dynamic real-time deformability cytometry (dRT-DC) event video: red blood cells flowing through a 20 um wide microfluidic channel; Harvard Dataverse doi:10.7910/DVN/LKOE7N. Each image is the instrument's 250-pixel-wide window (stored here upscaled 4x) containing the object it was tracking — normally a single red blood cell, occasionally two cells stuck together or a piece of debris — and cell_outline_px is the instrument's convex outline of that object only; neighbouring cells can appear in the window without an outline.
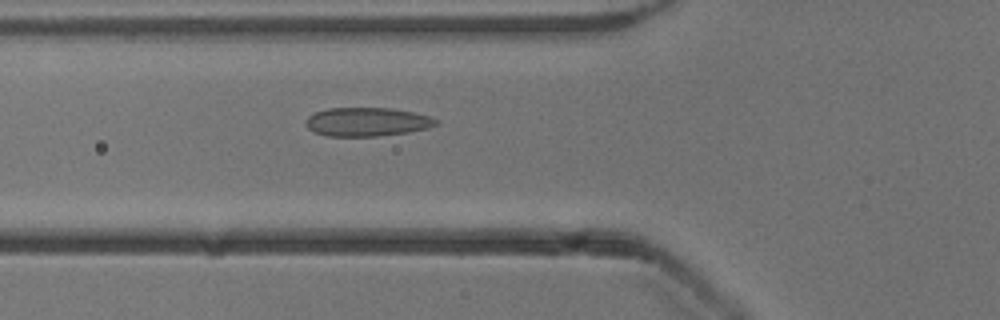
{"species": "common noctule bat (a hibernating species)", "species_latin": "Nyctalus noctula", "temperature_condition": "cold", "stored_images_in_passage": 49, "camera_frame_rate_fps": 3000, "um_per_image_px": 0.085, "animal": {"sex": "male", "body_mass_g": 13.3}, "frame": {"image": 1, "passage_image": 16, "time_ms": 5.0, "image_size_px": [1000, 320], "cell_outline_px": [[440, 124], [428, 128], [408, 132], [376, 136], [324, 136], [312, 132], [308, 128], [308, 116], [316, 112], [328, 108], [392, 108], [412, 112], [428, 116], [440, 120]], "centroid_in_image_um": [31.23, 10.36], "position_along_channel_um": 94.6, "area_um2": 21.79}}
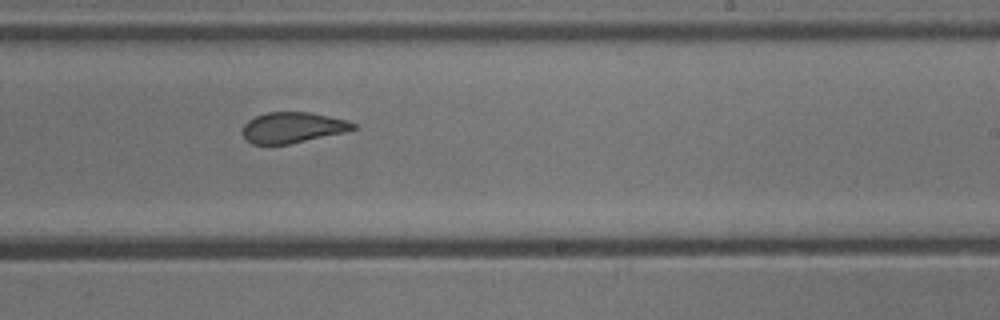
{"frame": {"image": 2, "passage_image": 29, "time_ms": 9.333, "image_size_px": [1000, 320], "cell_outline_px": [[356, 128], [348, 132], [288, 144], [252, 144], [244, 136], [244, 124], [248, 120], [256, 116], [268, 112], [308, 112], [348, 120], [356, 124]], "centroid_in_image_um": [24.92, 10.84], "position_along_channel_um": 264.1, "area_um2": 19.71}}
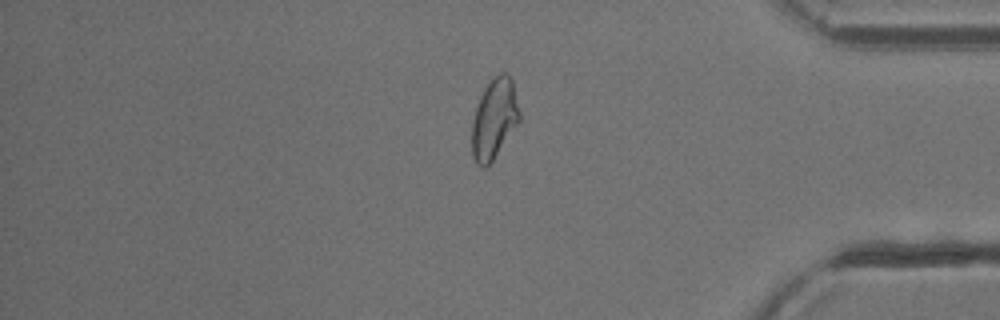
{"frame": {"image": 3, "passage_image": 41, "time_ms": 13.333, "image_size_px": [1000, 320], "cell_outline_px": [[520, 120], [488, 168], [480, 168], [476, 164], [472, 156], [472, 120], [480, 96], [484, 88], [500, 72], [508, 72], [512, 80], [520, 112]], "centroid_in_image_um": [42.0, 10.14], "position_along_channel_um": 393.2, "area_um2": 22.37}, "authors_computed_cell_mechanics": {"area_um2": 22.3108, "velocity_mm_per_s": 3.8928, "shape_relaxation_time_tau1_ms": 8.8494, "shape_relaxation_time_tau2_ms": 1.1374, "deformation_change_tau1": 0.1804, "deformation_change_tau2": 0.0633}}